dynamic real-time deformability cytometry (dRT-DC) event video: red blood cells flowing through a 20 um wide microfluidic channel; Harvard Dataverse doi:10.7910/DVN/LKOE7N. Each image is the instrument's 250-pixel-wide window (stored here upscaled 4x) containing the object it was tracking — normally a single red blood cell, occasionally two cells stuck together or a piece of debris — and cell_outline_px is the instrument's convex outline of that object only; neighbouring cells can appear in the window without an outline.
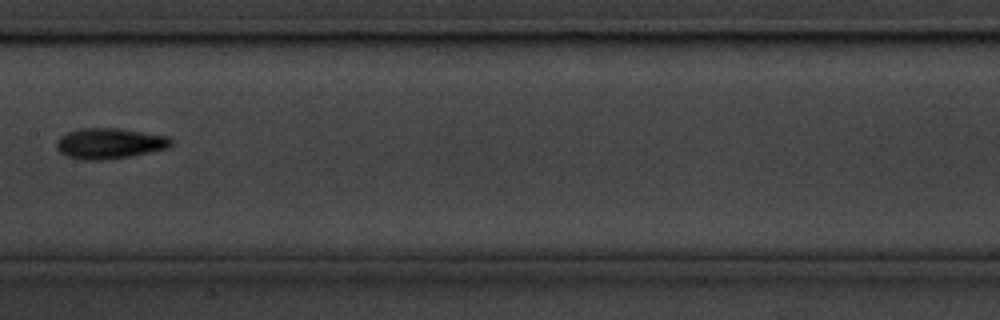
{"species": "common noctule bat (a hibernating species)", "species_latin": "Nyctalus noctula", "temperature_condition": "cold", "stored_images_in_passage": 9, "camera_frame_rate_fps": 3000, "um_per_image_px": 0.085, "animal": {"sex": "male", "body_mass_g": 20.1, "forearm_length_mm": 53.5}, "frame": {"image": 1, "passage_image": 9, "time_ms": 2.667, "image_size_px": [1000, 320], "cell_outline_px": [[172, 144], [168, 148], [128, 156], [100, 160], [84, 160], [68, 156], [60, 152], [56, 148], [56, 144], [60, 136], [68, 132], [80, 128], [120, 128], [168, 136], [172, 140]], "centroid_in_image_um": [9.3, 12.18], "position_along_channel_um": 198.1, "area_um2": 20.29}}